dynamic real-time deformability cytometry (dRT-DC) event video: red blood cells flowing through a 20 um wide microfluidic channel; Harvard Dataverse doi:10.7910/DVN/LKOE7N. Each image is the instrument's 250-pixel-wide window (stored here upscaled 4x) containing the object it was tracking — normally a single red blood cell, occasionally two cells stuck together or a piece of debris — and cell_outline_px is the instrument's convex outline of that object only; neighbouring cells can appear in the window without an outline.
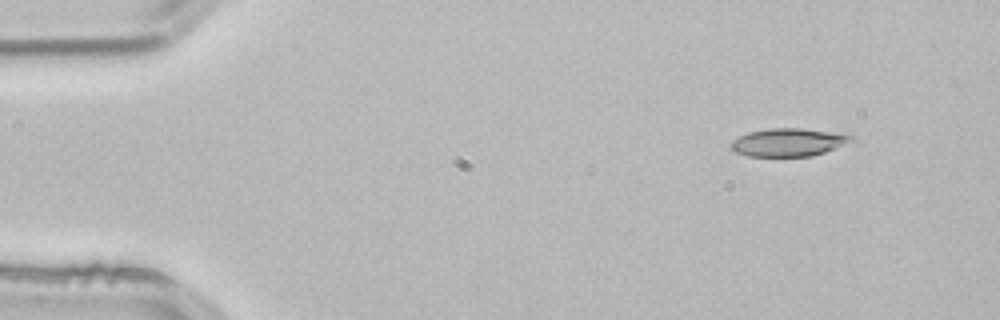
{"species": "common noctule bat (a hibernating species)", "species_latin": "Nyctalus noctula", "temperature_condition": "room temperature", "stored_images_in_passage": 3, "camera_frame_rate_fps": 3000, "um_per_image_px": 0.085, "animal": {"sex": "male", "body_mass_g": 21.5, "forearm_length_mm": 52.0}, "frame": {"image": 1, "passage_image": 1, "time_ms": 0.0, "image_size_px": [1000, 320], "cell_outline_px": [[856, 140], [824, 152], [812, 156], [748, 156], [736, 152], [732, 148], [732, 140], [748, 132], [768, 128], [800, 128], [856, 136]], "centroid_in_image_um": [67.03, 12.09], "position_along_channel_um": 18.0, "area_um2": 19.42}}